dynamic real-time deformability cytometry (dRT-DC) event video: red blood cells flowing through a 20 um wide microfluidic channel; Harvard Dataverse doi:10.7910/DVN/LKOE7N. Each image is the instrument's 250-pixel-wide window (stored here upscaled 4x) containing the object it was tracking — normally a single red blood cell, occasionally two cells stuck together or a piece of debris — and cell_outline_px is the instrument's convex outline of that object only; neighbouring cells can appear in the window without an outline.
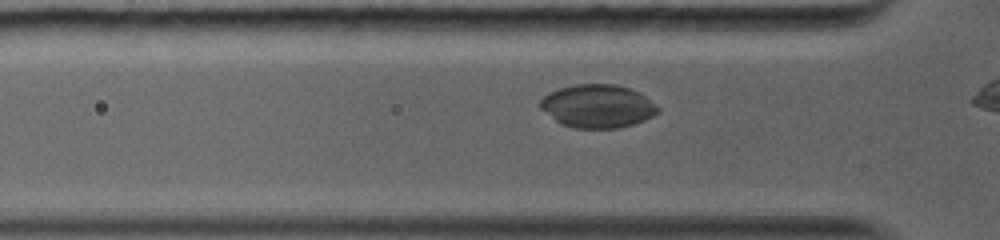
{"species": "common noctule bat (a hibernating species)", "species_latin": "Nyctalus noctula", "temperature_condition": "warm", "stored_images_in_passage": 31, "camera_frame_rate_fps": 5000, "um_per_image_px": 0.085, "animal": {"sex": "female", "body_mass_g": 19.0, "forearm_length_mm": 56.7}, "frame": {"image": 1, "passage_image": 5, "time_ms": 1.2, "image_size_px": [1000, 240], "cell_outline_px": [[660, 112], [644, 120], [620, 128], [572, 128], [560, 124], [540, 108], [540, 100], [548, 92], [560, 88], [576, 84], [616, 84], [640, 92], [660, 108]], "centroid_in_image_um": [50.79, 9.02], "position_along_channel_um": 75.0, "area_um2": 29.71}}
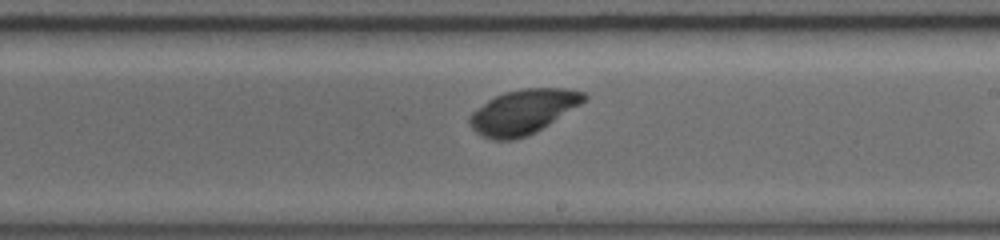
{"frame": {"image": 2, "passage_image": 18, "time_ms": 5.4, "image_size_px": [1000, 240], "cell_outline_px": [[588, 100], [536, 132], [512, 140], [492, 140], [480, 136], [468, 124], [468, 116], [472, 112], [488, 100], [504, 92], [520, 88], [564, 88], [584, 92], [588, 96]], "centroid_in_image_um": [44.46, 9.5], "position_along_channel_um": 244.5, "area_um2": 29.88}}
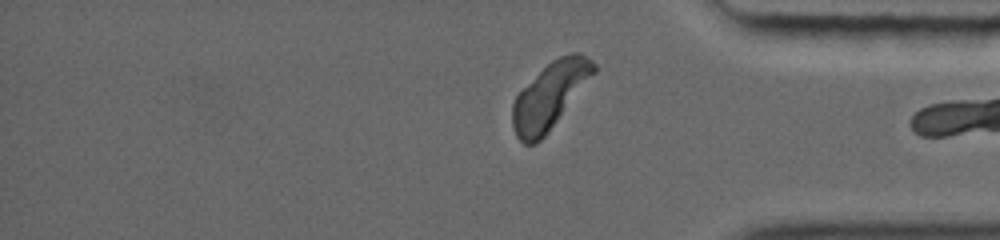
{"frame": {"image": 3, "passage_image": 30, "time_ms": 9.2, "image_size_px": [1000, 240], "cell_outline_px": [[596, 72], [548, 132], [536, 144], [524, 144], [516, 136], [512, 128], [512, 104], [516, 96], [552, 60], [560, 56], [572, 52], [580, 52], [592, 60], [596, 64]], "centroid_in_image_um": [46.75, 8.14], "position_along_channel_um": 388.5, "area_um2": 30.87}, "authors_computed_cell_mechanics": {"area_um2": 29.7092, "velocity_mm_per_s": 4.0382, "shape_relaxation_time_tau1_ms": 0.8008, "shape_relaxation_time_tau2_ms": null, "deformation_change_tau1": 0.0562, "deformation_change_tau2": null}}